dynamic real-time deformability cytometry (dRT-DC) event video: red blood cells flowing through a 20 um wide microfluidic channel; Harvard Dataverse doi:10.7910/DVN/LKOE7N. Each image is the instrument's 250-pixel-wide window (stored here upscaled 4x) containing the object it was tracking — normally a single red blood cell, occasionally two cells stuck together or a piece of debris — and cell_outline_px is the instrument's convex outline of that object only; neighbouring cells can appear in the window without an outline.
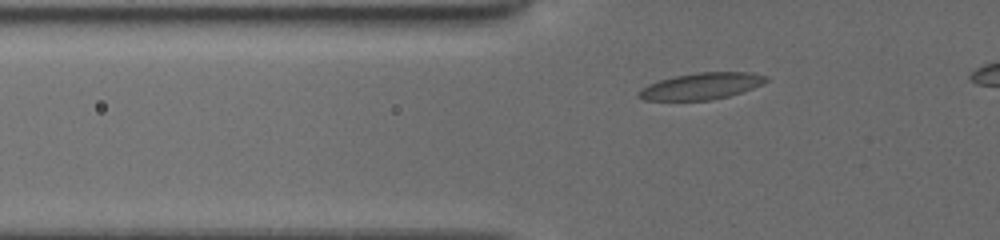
{"species": "common noctule bat (a hibernating species)", "species_latin": "Nyctalus noctula", "temperature_condition": "cold", "stored_images_in_passage": 33, "camera_frame_rate_fps": 3000, "um_per_image_px": 0.085, "animal": {"sex": "female", "body_mass_g": 19.5, "forearm_length_mm": 54.1}, "frame": {"image": 1, "passage_image": 3, "time_ms": 0.667, "image_size_px": [1000, 240], "cell_outline_px": [[768, 80], [752, 88], [728, 96], [708, 100], [644, 100], [636, 96], [636, 92], [648, 84], [660, 80], [676, 76], [696, 72], [752, 72], [768, 76]], "centroid_in_image_um": [59.58, 7.31], "position_along_channel_um": 66.2, "area_um2": 19.59}}
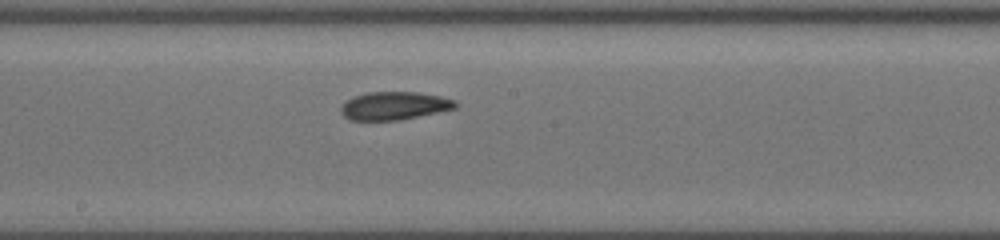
{"frame": {"image": 2, "passage_image": 15, "time_ms": 4.667, "image_size_px": [1000, 240], "cell_outline_px": [[460, 104], [456, 108], [400, 120], [348, 120], [340, 112], [340, 104], [344, 100], [352, 96], [368, 92], [416, 92], [440, 96], [456, 100]], "centroid_in_image_um": [33.47, 8.98], "position_along_channel_um": 214.7, "area_um2": 19.02}}
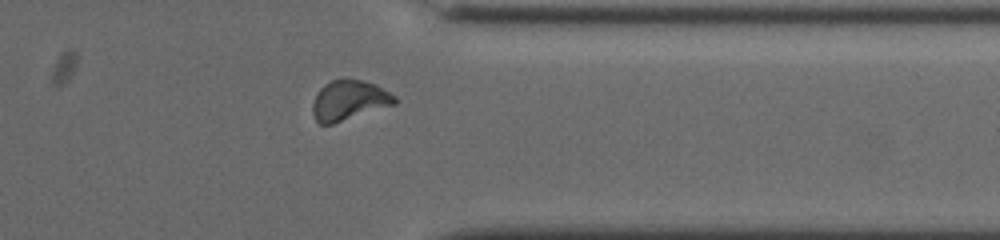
{"frame": {"image": 3, "passage_image": 28, "time_ms": 9.0, "image_size_px": [1000, 240], "cell_outline_px": [[396, 104], [332, 124], [320, 124], [316, 120], [312, 112], [312, 104], [320, 88], [324, 84], [340, 76], [344, 76], [376, 84], [396, 96]], "centroid_in_image_um": [29.66, 8.49], "position_along_channel_um": 381.7, "area_um2": 19.36}}